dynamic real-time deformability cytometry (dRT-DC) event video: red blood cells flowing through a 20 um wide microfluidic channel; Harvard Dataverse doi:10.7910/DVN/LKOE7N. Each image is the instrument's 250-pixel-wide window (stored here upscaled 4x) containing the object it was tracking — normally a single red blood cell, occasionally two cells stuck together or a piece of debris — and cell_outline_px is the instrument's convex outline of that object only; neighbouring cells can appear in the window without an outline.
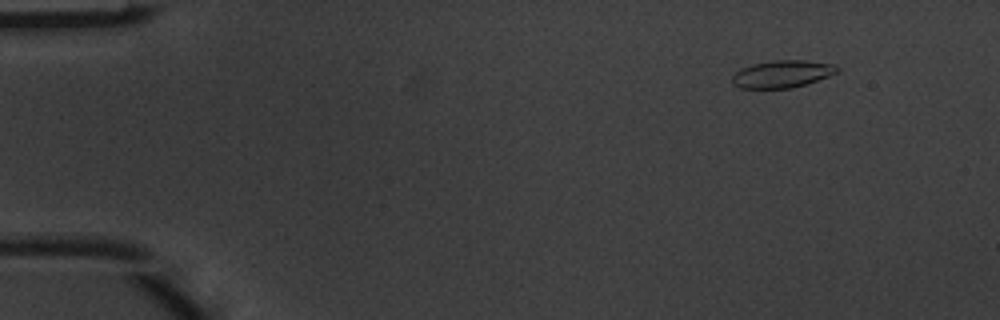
{"species": "common noctule bat (a hibernating species)", "species_latin": "Nyctalus noctula", "temperature_condition": "warm", "stored_images_in_passage": 5, "camera_frame_rate_fps": 3000, "um_per_image_px": 0.085, "animal": {"sex": "male", "body_mass_g": 20.1, "forearm_length_mm": 53.5}, "frame": {"image": 1, "passage_image": 2, "time_ms": 0.333, "image_size_px": [1000, 320], "cell_outline_px": [[840, 68], [836, 72], [828, 76], [792, 88], [740, 88], [732, 84], [732, 76], [740, 68], [752, 64], [772, 60], [804, 60], [832, 64]], "centroid_in_image_um": [66.43, 6.28], "position_along_channel_um": 18.6, "area_um2": 16.59}}